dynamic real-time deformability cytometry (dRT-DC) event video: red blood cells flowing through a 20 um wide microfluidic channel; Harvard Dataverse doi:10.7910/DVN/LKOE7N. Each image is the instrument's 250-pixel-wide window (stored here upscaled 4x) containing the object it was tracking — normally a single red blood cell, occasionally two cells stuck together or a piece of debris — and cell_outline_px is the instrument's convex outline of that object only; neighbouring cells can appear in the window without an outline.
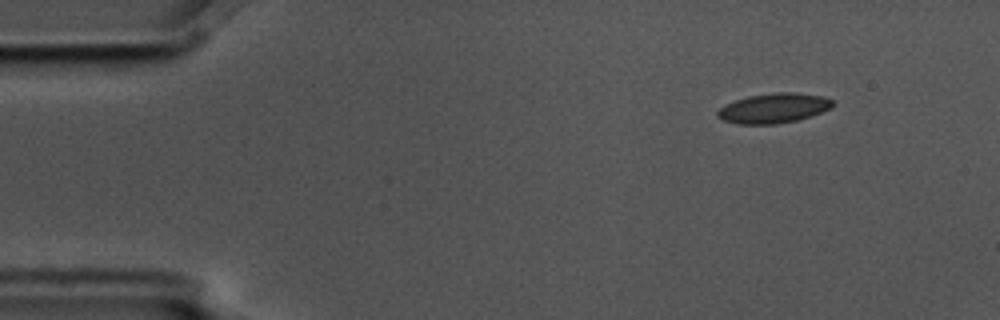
{"species": "common noctule bat (a hibernating species)", "species_latin": "Nyctalus noctula", "temperature_condition": "cold", "stored_images_in_passage": 7, "camera_frame_rate_fps": 3000, "um_per_image_px": 0.085, "animal": {"sex": "male", "body_mass_g": 17.5, "forearm_length_mm": 52.3}, "frame": {"image": 1, "passage_image": 2, "time_ms": 0.333, "image_size_px": [1000, 320], "cell_outline_px": [[836, 104], [832, 108], [812, 116], [796, 120], [776, 124], [736, 124], [724, 120], [716, 116], [716, 112], [724, 104], [748, 96], [776, 92], [792, 92], [824, 96], [832, 100]], "centroid_in_image_um": [65.78, 9.19], "position_along_channel_um": 19.2, "area_um2": 20.17}}